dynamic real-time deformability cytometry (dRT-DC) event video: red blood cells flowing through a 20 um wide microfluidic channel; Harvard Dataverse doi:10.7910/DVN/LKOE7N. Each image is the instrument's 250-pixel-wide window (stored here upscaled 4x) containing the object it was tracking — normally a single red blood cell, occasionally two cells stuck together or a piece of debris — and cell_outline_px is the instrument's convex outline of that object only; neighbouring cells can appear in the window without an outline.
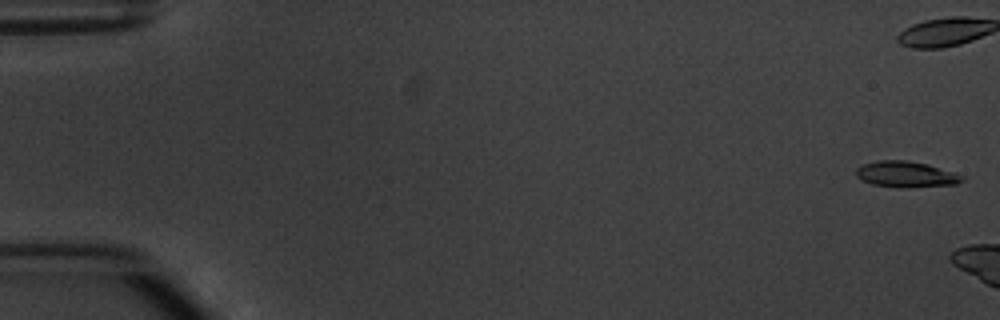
{"species": "common noctule bat (a hibernating species)", "species_latin": "Nyctalus noctula", "temperature_condition": "warm", "stored_images_in_passage": 3, "camera_frame_rate_fps": 3000, "um_per_image_px": 0.085, "animal": {"sex": "male", "body_mass_g": 20.1, "forearm_length_mm": 53.5}, "frame": {"image": 1, "passage_image": 1, "time_ms": 0.0, "image_size_px": [1000, 320], "cell_outline_px": [[964, 180], [956, 184], [908, 188], [896, 188], [872, 184], [856, 176], [856, 168], [864, 164], [876, 160], [908, 160], [928, 164], [956, 172], [964, 176]], "centroid_in_image_um": [77.04, 14.82], "position_along_channel_um": 8.0, "area_um2": 16.3}}